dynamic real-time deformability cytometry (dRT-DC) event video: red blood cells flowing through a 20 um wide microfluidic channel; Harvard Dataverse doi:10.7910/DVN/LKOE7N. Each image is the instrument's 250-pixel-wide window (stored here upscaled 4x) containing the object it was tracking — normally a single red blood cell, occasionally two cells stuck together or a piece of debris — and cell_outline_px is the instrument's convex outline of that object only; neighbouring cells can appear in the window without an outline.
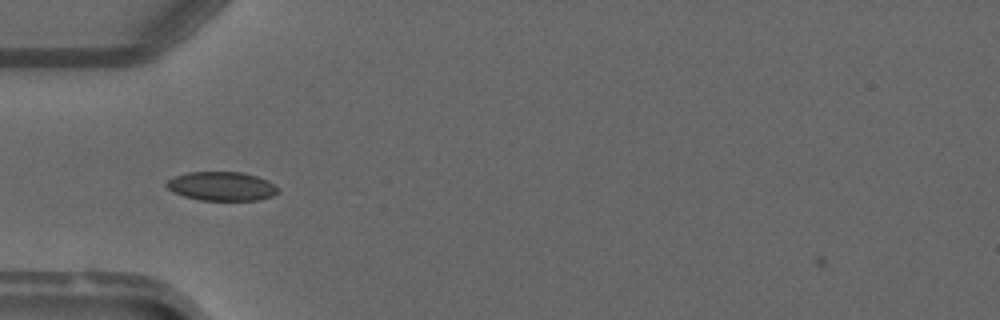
{"species": "common noctule bat (a hibernating species)", "species_latin": "Nyctalus noctula", "temperature_condition": "warm", "stored_images_in_passage": 2, "camera_frame_rate_fps": 3000, "um_per_image_px": 0.085, "animal": {"sex": "male", "forearm_length_mm": 52.5}, "frame": {"image": 1, "passage_image": 1, "time_ms": 0.0, "image_size_px": [1000, 320], "cell_outline_px": [[280, 192], [272, 196], [256, 200], [200, 200], [184, 196], [172, 192], [164, 184], [168, 180], [176, 176], [188, 172], [244, 172], [268, 180], [280, 188]], "centroid_in_image_um": [18.87, 15.83], "position_along_channel_um": 66.1, "area_um2": 18.9}}